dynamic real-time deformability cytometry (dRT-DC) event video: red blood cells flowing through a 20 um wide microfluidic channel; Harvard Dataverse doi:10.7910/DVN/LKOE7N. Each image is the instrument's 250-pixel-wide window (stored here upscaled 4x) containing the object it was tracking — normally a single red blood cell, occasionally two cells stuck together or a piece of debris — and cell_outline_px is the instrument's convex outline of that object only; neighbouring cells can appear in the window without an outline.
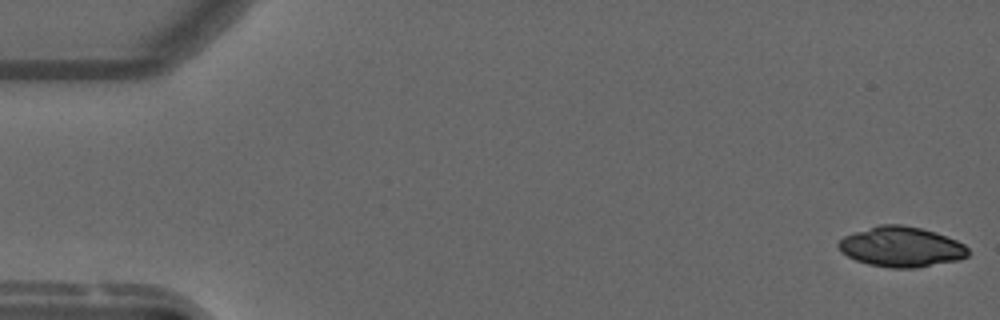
{"species": "common noctule bat (a hibernating species)", "species_latin": "Nyctalus noctula", "temperature_condition": "warm", "stored_images_in_passage": 54, "camera_frame_rate_fps": 3000, "um_per_image_px": 0.085, "animal": {"sex": "male", "forearm_length_mm": 52.5}, "frame": {"image": 1, "passage_image": 1, "time_ms": 0.0, "image_size_px": [1000, 320], "cell_outline_px": [[968, 256], [960, 260], [916, 268], [892, 268], [868, 264], [856, 260], [840, 252], [836, 244], [844, 236], [880, 224], [900, 224], [920, 228], [936, 232], [956, 240], [964, 244], [968, 248]], "centroid_in_image_um": [76.62, 20.99], "position_along_channel_um": 8.4, "area_um2": 30.4}}
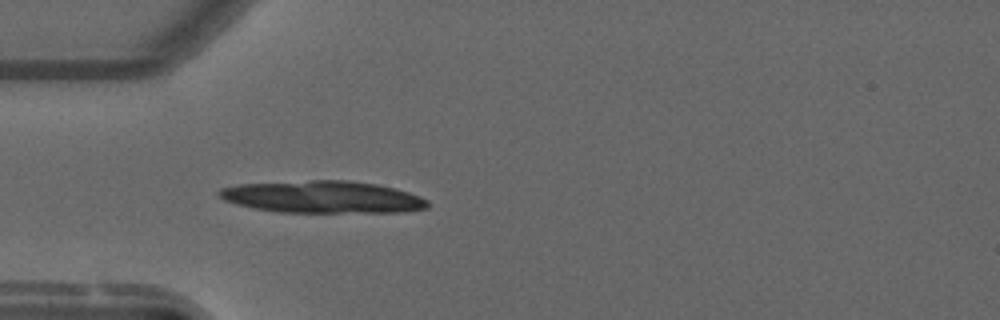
{"frame": {"image": 2, "passage_image": 16, "time_ms": 5.0, "image_size_px": [1000, 320], "cell_outline_px": [[428, 208], [400, 212], [280, 212], [256, 208], [236, 204], [224, 200], [216, 192], [220, 188], [240, 184], [312, 180], [348, 180], [376, 184], [396, 188], [420, 196], [428, 200]], "centroid_in_image_um": [27.44, 16.74], "position_along_channel_um": 57.6, "area_um2": 39.02}}
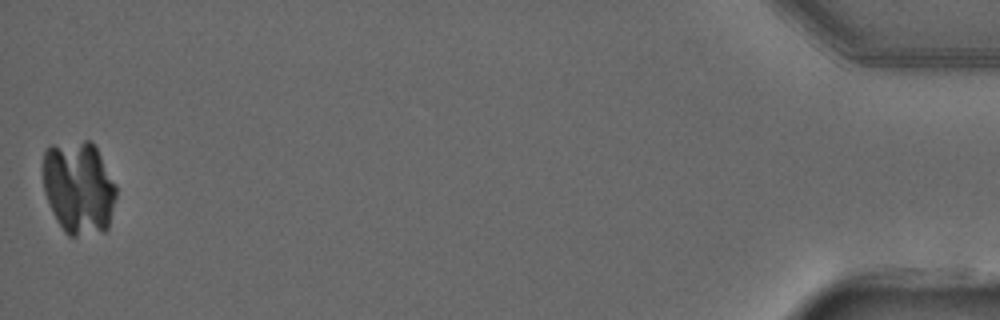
{"frame": {"image": 3, "passage_image": 54, "time_ms": 17.667, "image_size_px": [1000, 320], "cell_outline_px": [[116, 196], [108, 228], [104, 232], [76, 236], [68, 236], [64, 232], [56, 220], [52, 212], [44, 192], [44, 152], [52, 144], [84, 140], [88, 140], [96, 148], [116, 184]], "centroid_in_image_um": [6.69, 15.96], "position_along_channel_um": 428.5, "area_um2": 39.88}}